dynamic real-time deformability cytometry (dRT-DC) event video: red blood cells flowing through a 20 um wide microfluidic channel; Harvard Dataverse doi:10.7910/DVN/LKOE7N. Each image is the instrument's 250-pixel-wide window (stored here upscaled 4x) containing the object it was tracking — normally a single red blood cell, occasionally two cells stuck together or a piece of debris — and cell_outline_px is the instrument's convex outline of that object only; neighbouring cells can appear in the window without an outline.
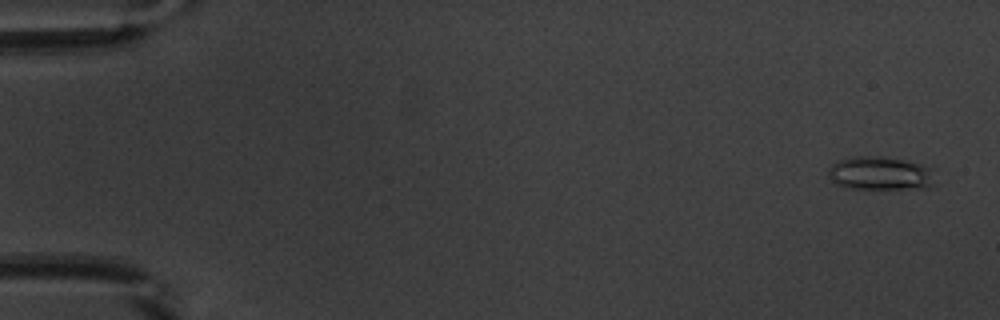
{"species": "common noctule bat (a hibernating species)", "species_latin": "Nyctalus noctula", "temperature_condition": "warm", "stored_images_in_passage": 54, "camera_frame_rate_fps": 3000, "um_per_image_px": 0.085, "animal": {"sex": "male", "body_mass_g": 20.1, "forearm_length_mm": 53.5}, "frame": {"image": 1, "passage_image": 3, "time_ms": 0.667, "image_size_px": [1000, 320], "cell_outline_px": [[936, 184], [928, 188], [848, 188], [832, 180], [828, 176], [828, 168], [832, 164], [840, 160], [856, 156], [880, 156], [920, 164], [932, 168]], "centroid_in_image_um": [74.86, 14.74], "position_along_channel_um": 10.1, "area_um2": 20.63}}
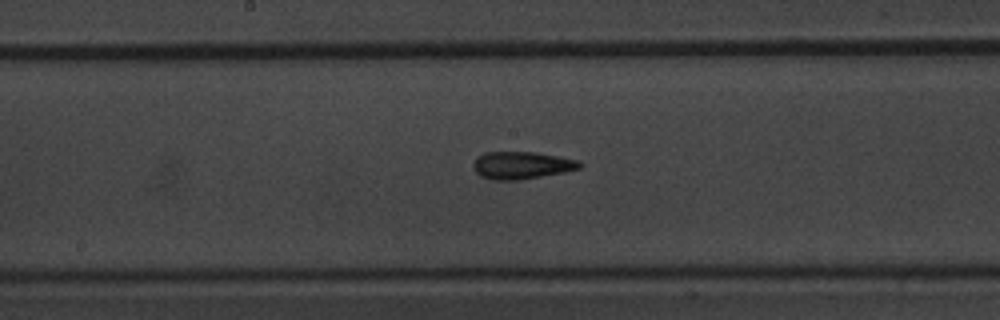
{"frame": {"image": 2, "passage_image": 29, "time_ms": 9.333, "image_size_px": [1000, 320], "cell_outline_px": [[584, 164], [580, 168], [564, 172], [520, 180], [492, 180], [480, 176], [472, 168], [472, 164], [484, 152], [536, 152], [560, 156], [580, 160]], "centroid_in_image_um": [44.37, 14.05], "position_along_channel_um": 203.8, "area_um2": 17.17}}
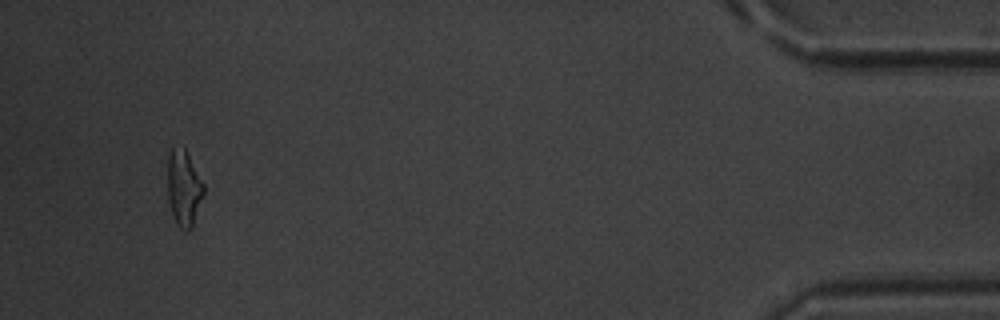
{"frame": {"image": 3, "passage_image": 51, "time_ms": 16.667, "image_size_px": [1000, 320], "cell_outline_px": [[204, 192], [192, 228], [188, 232], [184, 232], [176, 224], [172, 216], [168, 200], [168, 156], [172, 148], [184, 148], [204, 184]], "centroid_in_image_um": [15.61, 16.06], "position_along_channel_um": 419.6, "area_um2": 15.9}, "authors_computed_cell_mechanics": {"area_um2": 16.6175, "velocity_mm_per_s": 3.8898, "shape_relaxation_time_tau1_ms": 4.6758, "shape_relaxation_time_tau2_ms": 2.6171, "deformation_change_tau1": 0.1837, "deformation_change_tau2": 0.1351}}